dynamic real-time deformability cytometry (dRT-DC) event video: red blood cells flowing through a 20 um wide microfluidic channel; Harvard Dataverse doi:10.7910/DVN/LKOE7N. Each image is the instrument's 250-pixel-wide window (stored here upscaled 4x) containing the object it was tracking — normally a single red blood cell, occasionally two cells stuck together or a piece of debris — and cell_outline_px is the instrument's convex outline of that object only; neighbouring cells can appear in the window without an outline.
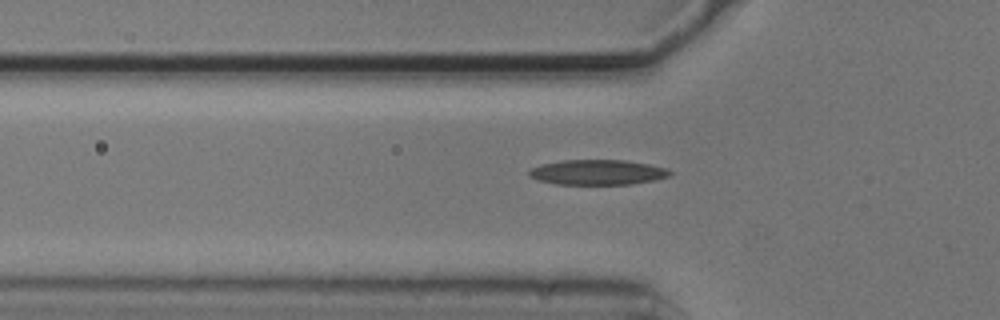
{"species": "common noctule bat (a hibernating species)", "species_latin": "Nyctalus noctula", "temperature_condition": "cold", "stored_images_in_passage": 40, "camera_frame_rate_fps": 3000, "um_per_image_px": 0.085, "animal": {"sex": "male", "body_mass_g": 20.5, "forearm_length_mm": 52.5}, "frame": {"image": 1, "passage_image": 8, "time_ms": 2.333, "image_size_px": [1000, 320], "cell_outline_px": [[672, 172], [668, 176], [652, 180], [632, 184], [556, 184], [536, 180], [528, 176], [528, 172], [532, 168], [540, 164], [564, 160], [624, 160], [648, 164], [664, 168]], "centroid_in_image_um": [50.72, 14.64], "position_along_channel_um": 75.1, "area_um2": 20.46}}
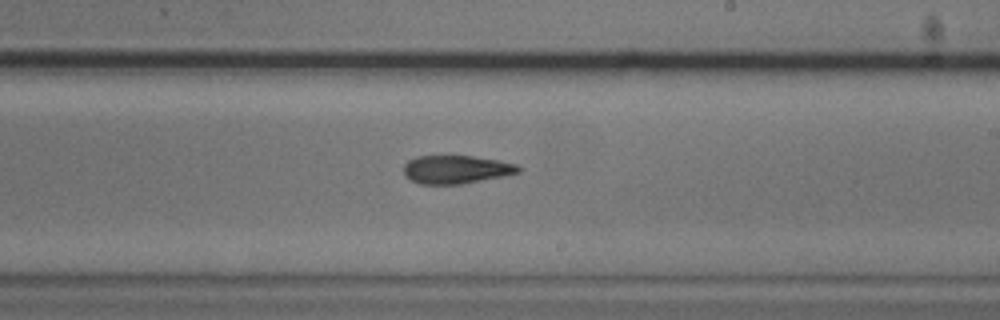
{"frame": {"image": 2, "passage_image": 22, "time_ms": 7.0, "image_size_px": [1000, 320], "cell_outline_px": [[520, 172], [460, 184], [420, 184], [404, 176], [404, 164], [408, 160], [416, 156], [472, 156], [500, 160], [516, 164], [520, 168]], "centroid_in_image_um": [38.73, 14.39], "position_along_channel_um": 250.3, "area_um2": 18.73}}
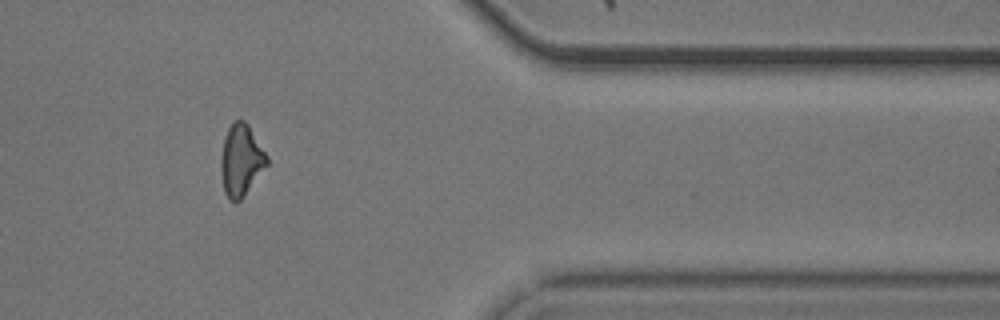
{"frame": {"image": 3, "passage_image": 35, "time_ms": 11.333, "image_size_px": [1000, 320], "cell_outline_px": [[268, 164], [240, 200], [236, 204], [228, 200], [224, 192], [220, 168], [220, 160], [224, 136], [232, 120], [244, 120], [248, 124], [268, 156]], "centroid_in_image_um": [20.47, 13.61], "position_along_channel_um": 390.9, "area_um2": 19.36}}